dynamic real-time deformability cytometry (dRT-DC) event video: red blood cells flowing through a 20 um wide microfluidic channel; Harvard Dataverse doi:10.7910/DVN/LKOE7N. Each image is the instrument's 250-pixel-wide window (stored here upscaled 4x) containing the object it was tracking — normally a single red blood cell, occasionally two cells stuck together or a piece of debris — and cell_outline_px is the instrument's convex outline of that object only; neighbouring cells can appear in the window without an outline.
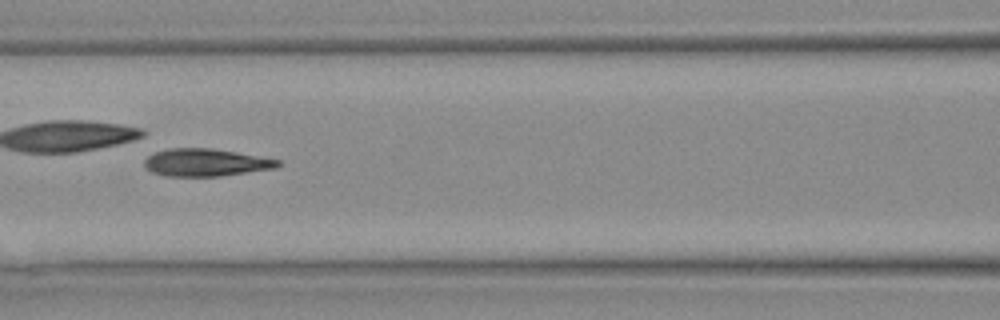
{"species": "Egyptian fruit bat (a non-hibernating species)", "species_latin": "Rousettus aegyptiacus", "temperature_condition": "warm", "stored_images_in_passage": 16, "camera_frame_rate_fps": 3000, "um_per_image_px": 0.085, "animal": {"sex": "female"}, "frame": {"image": 1, "passage_image": 10, "time_ms": 3.0, "image_size_px": [1000, 320], "cell_outline_px": [[280, 164], [276, 168], [220, 176], [168, 176], [152, 172], [144, 164], [144, 160], [148, 156], [156, 152], [168, 148], [212, 148], [236, 152], [280, 160]], "centroid_in_image_um": [17.49, 13.81], "position_along_channel_um": 149.1, "area_um2": 21.21}}
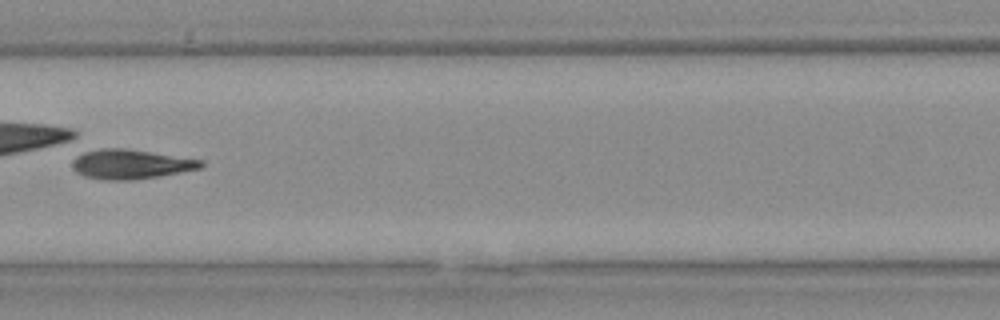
{"frame": {"image": 2, "passage_image": 12, "time_ms": 3.667, "image_size_px": [1000, 320], "cell_outline_px": [[204, 164], [200, 168], [160, 176], [132, 180], [104, 180], [84, 176], [76, 172], [72, 164], [76, 156], [84, 152], [100, 148], [124, 148], [204, 160]], "centroid_in_image_um": [11.1, 13.96], "position_along_channel_um": 196.3, "area_um2": 22.02}}